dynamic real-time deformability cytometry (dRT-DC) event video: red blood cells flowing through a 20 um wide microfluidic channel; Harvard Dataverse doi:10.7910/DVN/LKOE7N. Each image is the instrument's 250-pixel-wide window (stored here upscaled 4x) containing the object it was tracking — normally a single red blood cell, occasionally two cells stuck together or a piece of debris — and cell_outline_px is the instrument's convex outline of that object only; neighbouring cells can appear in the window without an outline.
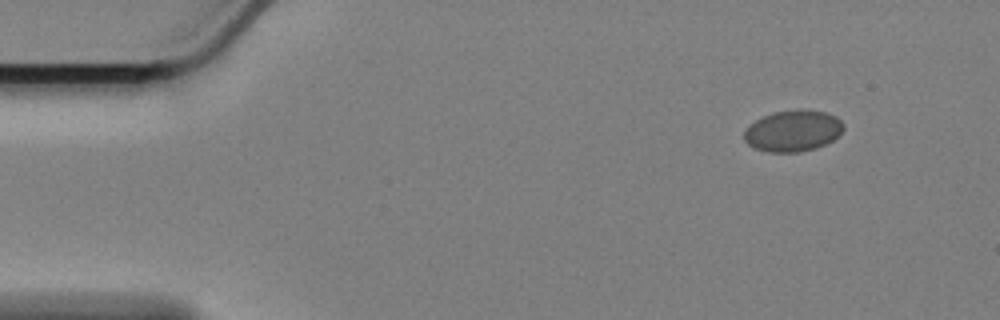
{"species": "Egyptian fruit bat (a non-hibernating species)", "species_latin": "Rousettus aegyptiacus", "temperature_condition": "cold", "stored_images_in_passage": 9, "camera_frame_rate_fps": 3000, "um_per_image_px": 0.085, "animal": {"sex": "female"}, "frame": {"image": 1, "passage_image": 1, "time_ms": 0.0, "image_size_px": [1000, 320], "cell_outline_px": [[844, 128], [832, 140], [816, 148], [800, 152], [768, 152], [756, 148], [748, 144], [744, 140], [744, 132], [748, 124], [764, 116], [776, 112], [796, 108], [800, 108], [824, 112], [836, 116], [844, 124]], "centroid_in_image_um": [67.39, 11.11], "position_along_channel_um": 17.6, "area_um2": 23.93}}